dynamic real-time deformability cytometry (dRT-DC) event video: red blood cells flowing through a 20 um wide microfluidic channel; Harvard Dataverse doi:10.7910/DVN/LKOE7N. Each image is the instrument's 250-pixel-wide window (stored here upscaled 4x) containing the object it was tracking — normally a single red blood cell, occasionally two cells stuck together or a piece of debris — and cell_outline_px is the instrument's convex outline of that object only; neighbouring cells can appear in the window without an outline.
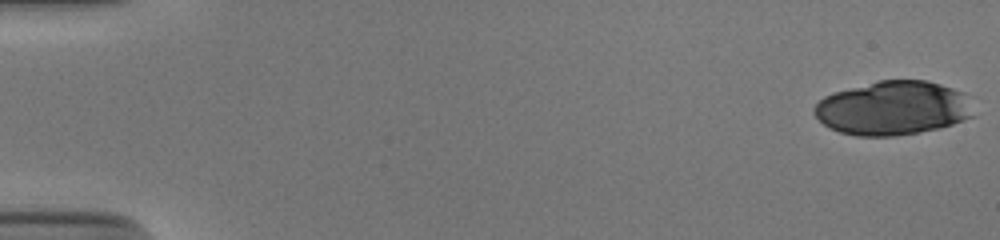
{"species": "human", "species_latin": "Homo sapiens", "temperature_condition": "cold", "stored_images_in_passage": 24, "camera_frame_rate_fps": 3000, "um_per_image_px": 0.085, "donor": {"sex": "male"}, "frame": {"image": 1, "passage_image": 1, "time_ms": 0.0, "image_size_px": [1000, 240], "cell_outline_px": [[976, 116], [940, 128], [892, 136], [856, 136], [840, 132], [828, 128], [812, 112], [812, 108], [824, 96], [832, 92], [880, 80], [928, 80], [964, 92]], "centroid_in_image_um": [75.89, 9.18], "position_along_channel_um": 9.1, "area_um2": 50.29}}
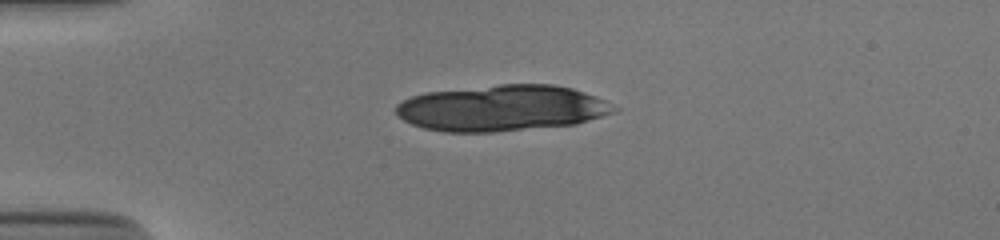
{"frame": {"image": 2, "passage_image": 14, "time_ms": 4.333, "image_size_px": [1000, 240], "cell_outline_px": [[620, 108], [616, 112], [576, 124], [492, 132], [444, 132], [424, 128], [412, 124], [404, 120], [396, 112], [396, 104], [412, 96], [424, 92], [500, 84], [552, 84], [572, 88], [596, 96]], "centroid_in_image_um": [42.68, 9.18], "position_along_channel_um": 42.3, "area_um2": 58.55}}
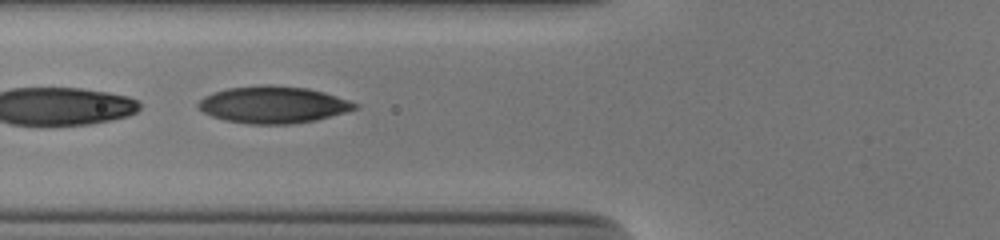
{"frame": {"image": 3, "passage_image": 22, "time_ms": 7.0, "image_size_px": [1000, 240], "cell_outline_px": [[360, 108], [316, 120], [288, 124], [248, 124], [224, 120], [212, 116], [204, 112], [196, 104], [204, 96], [228, 88], [264, 84], [268, 84], [308, 88], [324, 92], [360, 104]], "centroid_in_image_um": [23.24, 8.9], "position_along_channel_um": 102.6, "area_um2": 33.7}}